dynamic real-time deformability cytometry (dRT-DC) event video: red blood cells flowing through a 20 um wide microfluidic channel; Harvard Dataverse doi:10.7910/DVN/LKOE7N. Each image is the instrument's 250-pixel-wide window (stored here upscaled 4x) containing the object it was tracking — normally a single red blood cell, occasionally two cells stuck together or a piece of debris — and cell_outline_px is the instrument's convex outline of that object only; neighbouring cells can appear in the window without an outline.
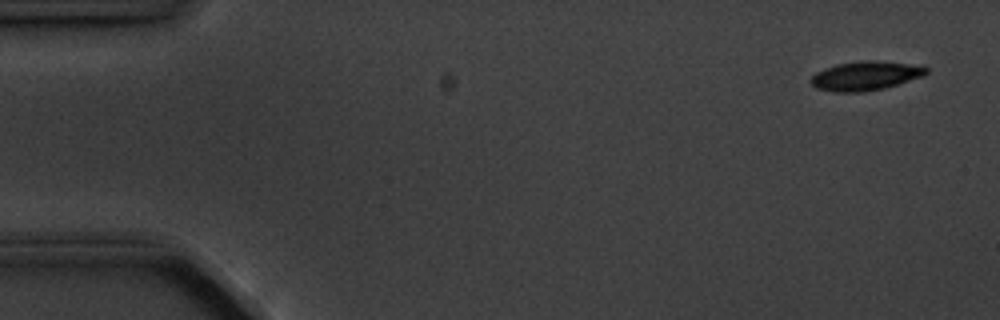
{"species": "common noctule bat (a hibernating species)", "species_latin": "Nyctalus noctula", "temperature_condition": "cold", "stored_images_in_passage": 14, "camera_frame_rate_fps": 3000, "um_per_image_px": 0.085, "animal": {"sex": "male", "body_mass_g": 20.1, "forearm_length_mm": 53.5}, "frame": {"image": 1, "passage_image": 1, "time_ms": 0.0, "image_size_px": [1000, 320], "cell_outline_px": [[928, 72], [924, 76], [884, 88], [864, 92], [832, 92], [816, 88], [808, 80], [816, 72], [824, 68], [836, 64], [864, 60], [872, 60], [908, 64], [928, 68]], "centroid_in_image_um": [73.51, 6.45], "position_along_channel_um": 11.5, "area_um2": 19.54}}
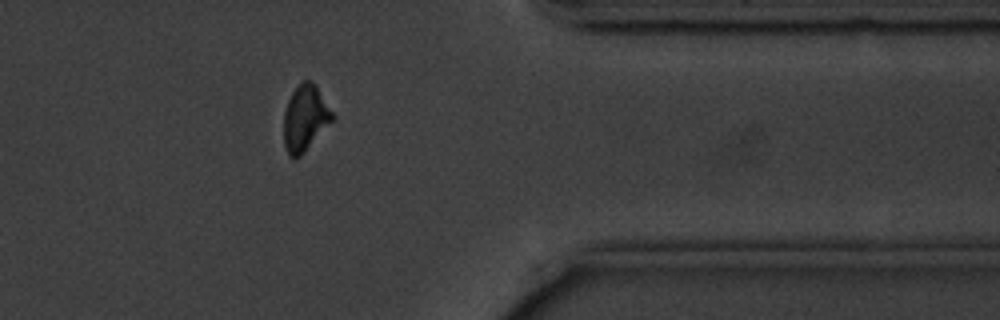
{"frame": {"image": 2, "passage_image": 12, "time_ms": 14.0, "image_size_px": [1000, 320], "cell_outline_px": [[336, 116], [304, 152], [296, 160], [288, 156], [284, 144], [284, 112], [288, 100], [292, 92], [304, 80], [312, 80], [316, 84]], "centroid_in_image_um": [25.94, 10.03], "position_along_channel_um": 385.5, "area_um2": 18.73}}
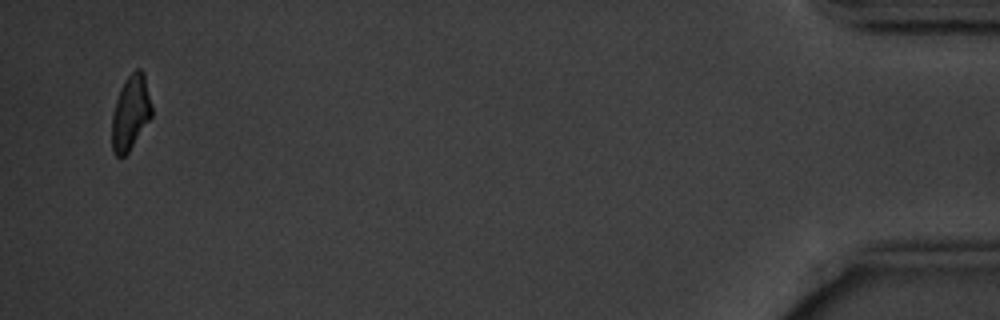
{"frame": {"image": 3, "passage_image": 14, "time_ms": 17.0, "image_size_px": [1000, 320], "cell_outline_px": [[152, 116], [128, 152], [124, 156], [116, 156], [112, 152], [112, 112], [120, 88], [124, 80], [136, 68], [140, 68], [144, 72], [152, 104]], "centroid_in_image_um": [11.1, 9.55], "position_along_channel_um": 424.1, "area_um2": 17.46}, "authors_computed_cell_mechanics": {"area_um2": 19.4786, "velocity_mm_per_s": 3.5913, "shape_relaxation_time_tau1_ms": 1.752, "shape_relaxation_time_tau2_ms": null, "deformation_change_tau1": 0.0816, "deformation_change_tau2": null}}